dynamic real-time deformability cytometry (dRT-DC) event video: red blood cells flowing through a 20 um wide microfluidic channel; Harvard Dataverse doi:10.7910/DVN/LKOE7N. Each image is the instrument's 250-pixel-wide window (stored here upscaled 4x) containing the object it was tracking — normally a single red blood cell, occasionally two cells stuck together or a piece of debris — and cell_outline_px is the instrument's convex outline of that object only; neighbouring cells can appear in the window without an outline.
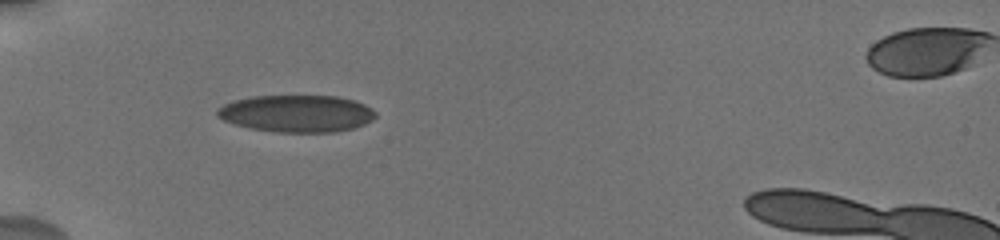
{"species": "human", "species_latin": "Homo sapiens", "temperature_condition": "cold", "stored_images_in_passage": 24, "camera_frame_rate_fps": 3000, "um_per_image_px": 0.085, "donor": {"sex": "male"}, "frame": {"image": 1, "passage_image": 1, "time_ms": 0.0, "image_size_px": [1000, 240], "cell_outline_px": [[376, 116], [372, 120], [364, 124], [352, 128], [336, 132], [276, 132], [248, 128], [224, 120], [216, 116], [216, 108], [232, 100], [252, 96], [336, 96], [356, 100], [372, 108], [376, 112]], "centroid_in_image_um": [25.21, 9.64], "position_along_channel_um": 59.8, "area_um2": 34.45}}
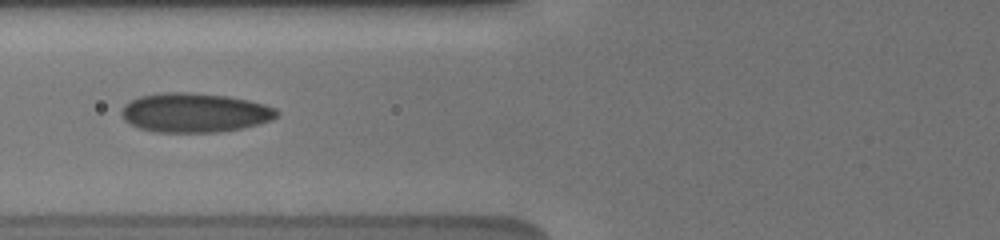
{"frame": {"image": 2, "passage_image": 10, "time_ms": 1.667, "image_size_px": [1000, 240], "cell_outline_px": [[280, 112], [272, 120], [240, 128], [216, 132], [156, 132], [140, 128], [124, 120], [120, 112], [124, 104], [140, 96], [160, 92], [188, 92], [228, 96], [248, 100], [264, 104], [276, 108]], "centroid_in_image_um": [16.53, 9.57], "position_along_channel_um": 109.3, "area_um2": 35.49}}
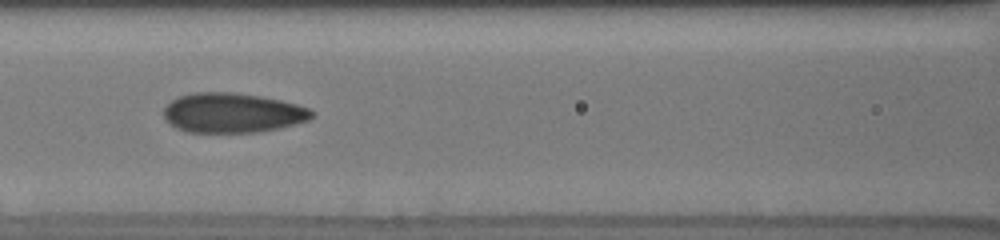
{"frame": {"image": 3, "passage_image": 16, "time_ms": 2.667, "image_size_px": [1000, 240], "cell_outline_px": [[316, 112], [308, 120], [296, 124], [280, 128], [256, 132], [188, 132], [176, 128], [164, 116], [164, 108], [172, 100], [180, 96], [192, 92], [232, 92], [260, 96], [280, 100], [312, 108]], "centroid_in_image_um": [19.8, 9.59], "position_along_channel_um": 146.8, "area_um2": 34.28}}